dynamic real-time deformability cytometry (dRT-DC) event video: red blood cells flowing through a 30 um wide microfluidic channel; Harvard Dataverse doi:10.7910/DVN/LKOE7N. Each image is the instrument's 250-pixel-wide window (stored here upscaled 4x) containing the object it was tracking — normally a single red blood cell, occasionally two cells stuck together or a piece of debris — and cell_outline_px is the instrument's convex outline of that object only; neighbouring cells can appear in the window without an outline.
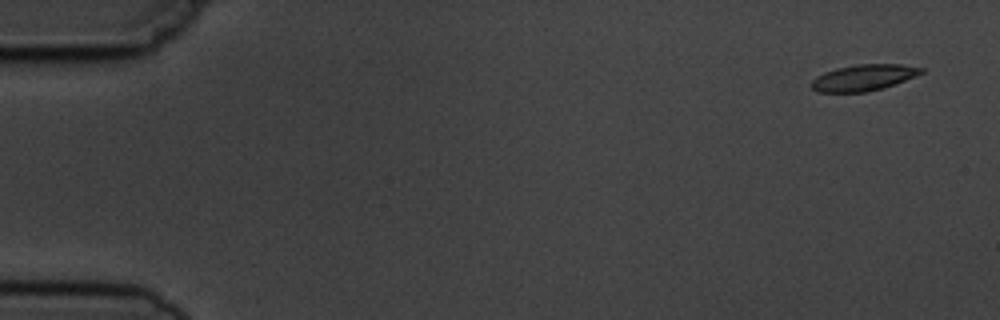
{"species": "common noctule bat (a hibernating species)", "species_latin": "Nyctalus noctula", "temperature_condition": "cold", "stored_images_in_passage": 5, "camera_frame_rate_fps": 3000, "um_per_image_px": 0.085, "animal": {"sex": "male", "body_mass_g": 19.5, "forearm_length_mm": 54.6}, "frame": {"image": 1, "passage_image": 1, "time_ms": 0.0, "image_size_px": [1000, 320], "cell_outline_px": [[924, 72], [916, 76], [884, 88], [868, 92], [816, 92], [812, 88], [812, 80], [816, 76], [824, 72], [836, 68], [856, 64], [900, 64], [924, 68]], "centroid_in_image_um": [73.41, 6.6], "position_along_channel_um": 11.6, "area_um2": 16.88}}
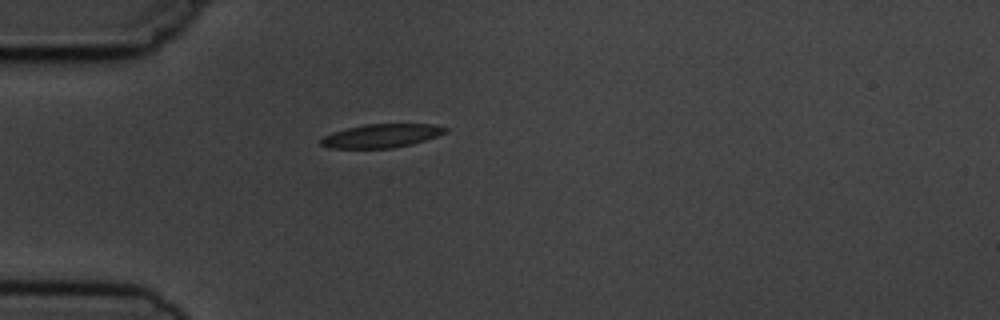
{"frame": {"image": 2, "passage_image": 4, "time_ms": 4.333, "image_size_px": [1000, 320], "cell_outline_px": [[448, 132], [412, 144], [392, 148], [328, 148], [320, 144], [320, 140], [324, 136], [332, 132], [364, 124], [432, 124], [448, 128]], "centroid_in_image_um": [32.41, 11.54], "position_along_channel_um": 52.6, "area_um2": 17.05}}